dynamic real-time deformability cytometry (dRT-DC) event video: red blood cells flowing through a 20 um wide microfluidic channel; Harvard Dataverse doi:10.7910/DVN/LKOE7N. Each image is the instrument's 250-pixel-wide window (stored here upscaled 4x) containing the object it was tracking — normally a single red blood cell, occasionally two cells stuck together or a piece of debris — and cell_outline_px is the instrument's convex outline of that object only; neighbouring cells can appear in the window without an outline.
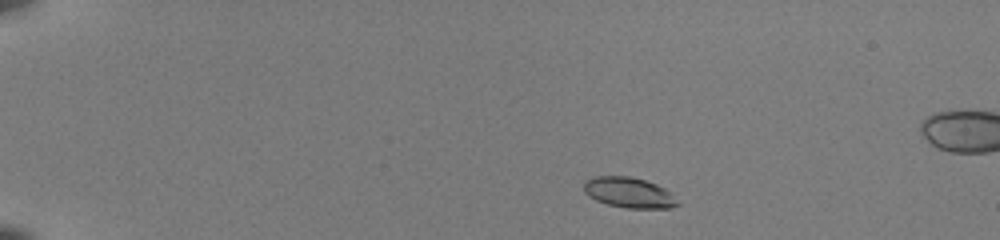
{"species": "common noctule bat (a hibernating species)", "species_latin": "Nyctalus noctula", "temperature_condition": "room temperature", "stored_images_in_passage": 43, "camera_frame_rate_fps": 3000, "um_per_image_px": 0.085, "animal": {"sex": "female", "body_mass_g": 22.0, "forearm_length_mm": 56.7}, "frame": {"image": 1, "passage_image": 1, "time_ms": 0.0, "image_size_px": [1000, 240], "cell_outline_px": [[680, 204], [672, 208], [624, 208], [608, 204], [596, 200], [588, 196], [584, 192], [584, 180], [592, 176], [628, 176], [644, 180], [656, 184], [672, 192], [680, 200]], "centroid_in_image_um": [53.49, 16.37], "position_along_channel_um": 31.5, "area_um2": 16.94}}
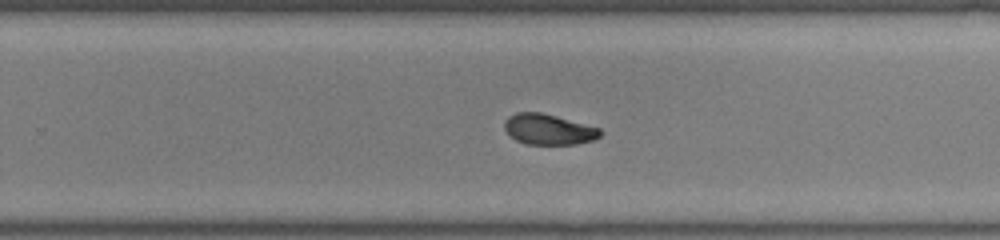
{"frame": {"image": 2, "passage_image": 27, "time_ms": 8.667, "image_size_px": [1000, 240], "cell_outline_px": [[604, 132], [600, 136], [592, 140], [576, 144], [524, 144], [516, 140], [504, 128], [504, 124], [508, 116], [516, 112], [540, 112], [556, 116], [600, 128]], "centroid_in_image_um": [46.63, 10.99], "position_along_channel_um": 283.2, "area_um2": 16.99}}
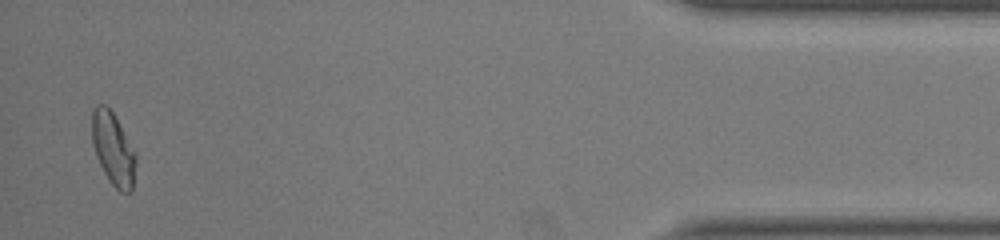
{"frame": {"image": 3, "passage_image": 42, "time_ms": 13.667, "image_size_px": [1000, 240], "cell_outline_px": [[136, 164], [132, 192], [120, 192], [112, 184], [104, 172], [96, 156], [92, 144], [92, 112], [96, 104], [104, 104], [112, 112], [136, 152]], "centroid_in_image_um": [9.62, 12.67], "position_along_channel_um": 425.6, "area_um2": 18.5}, "authors_computed_cell_mechanics": {"area_um2": 17.34, "velocity_mm_per_s": 4.0101, "shape_relaxation_time_tau1_ms": 4.823, "shape_relaxation_time_tau2_ms": 1.5252, "deformation_change_tau1": 0.1752, "deformation_change_tau2": 0.0579}}